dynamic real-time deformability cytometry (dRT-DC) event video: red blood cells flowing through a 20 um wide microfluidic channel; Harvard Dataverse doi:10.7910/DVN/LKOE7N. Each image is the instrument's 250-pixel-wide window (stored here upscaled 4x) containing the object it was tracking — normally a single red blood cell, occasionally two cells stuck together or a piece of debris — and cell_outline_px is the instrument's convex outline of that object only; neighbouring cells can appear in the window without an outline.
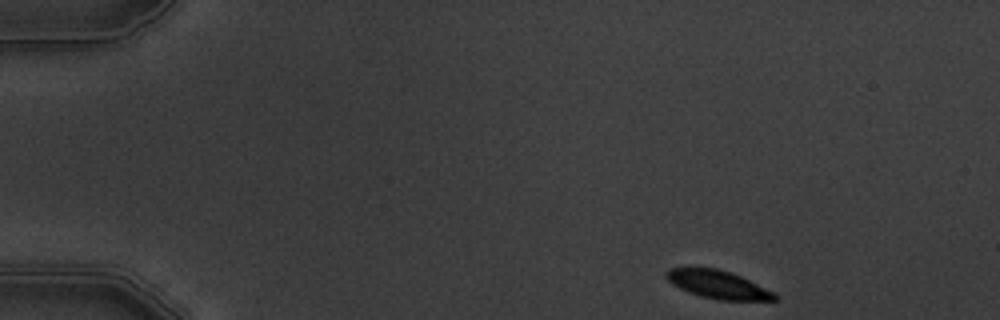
{"species": "common noctule bat (a hibernating species)", "species_latin": "Nyctalus noctula", "temperature_condition": "warm", "stored_images_in_passage": 4, "camera_frame_rate_fps": 3000, "um_per_image_px": 0.085, "animal": {"sex": "male", "body_mass_g": 19.5, "forearm_length_mm": 54.6}, "frame": {"image": 1, "passage_image": 1, "time_ms": 0.0, "image_size_px": [1000, 320], "cell_outline_px": [[780, 296], [776, 300], [720, 300], [700, 296], [688, 292], [672, 284], [664, 276], [664, 272], [668, 268], [716, 268], [740, 276], [776, 292]], "centroid_in_image_um": [61.04, 24.19], "position_along_channel_um": 24.0, "area_um2": 17.74}}